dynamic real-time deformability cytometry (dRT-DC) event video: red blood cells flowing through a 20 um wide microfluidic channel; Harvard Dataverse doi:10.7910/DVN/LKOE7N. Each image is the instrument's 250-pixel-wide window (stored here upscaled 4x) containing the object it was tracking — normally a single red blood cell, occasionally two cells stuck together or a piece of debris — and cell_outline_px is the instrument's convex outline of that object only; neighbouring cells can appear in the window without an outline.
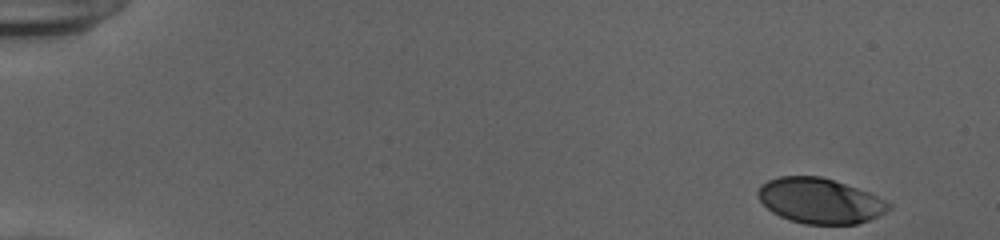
{"species": "human", "species_latin": "Homo sapiens", "temperature_condition": "cold", "stored_images_in_passage": 12, "camera_frame_rate_fps": 3000, "um_per_image_px": 0.085, "donor": {"sex": "female"}, "frame": {"image": 1, "passage_image": 1, "time_ms": 0.0, "image_size_px": [1000, 240], "cell_outline_px": [[892, 208], [868, 220], [856, 224], [804, 224], [780, 216], [772, 212], [756, 196], [756, 192], [760, 184], [768, 180], [780, 176], [820, 176], [868, 192], [892, 204]], "centroid_in_image_um": [69.65, 17.06], "position_along_channel_um": 15.3, "area_um2": 34.22}}